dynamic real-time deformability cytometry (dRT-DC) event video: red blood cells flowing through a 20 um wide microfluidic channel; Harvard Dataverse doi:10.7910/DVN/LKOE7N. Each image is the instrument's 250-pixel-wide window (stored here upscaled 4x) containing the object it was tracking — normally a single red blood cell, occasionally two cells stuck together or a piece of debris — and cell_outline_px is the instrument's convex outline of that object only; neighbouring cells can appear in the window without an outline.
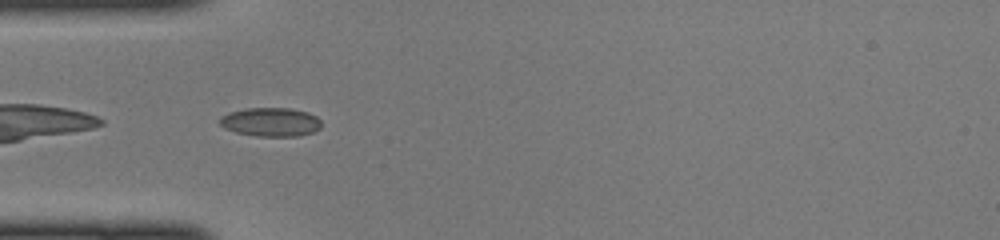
{"species": "common noctule bat (a hibernating species)", "species_latin": "Nyctalus noctula", "temperature_condition": "cold", "stored_images_in_passage": 34, "camera_frame_rate_fps": 3000, "um_per_image_px": 0.085, "animal": {"sex": "female", "body_mass_g": 22.0, "forearm_length_mm": 56.7}, "frame": {"image": 1, "passage_image": 1, "time_ms": 0.0, "image_size_px": [1000, 240], "cell_outline_px": [[320, 128], [312, 132], [296, 136], [256, 136], [236, 132], [224, 128], [220, 124], [220, 116], [228, 112], [244, 108], [288, 108], [308, 112], [316, 116], [320, 120]], "centroid_in_image_um": [22.98, 10.36], "position_along_channel_um": 62.0, "area_um2": 17.05}}
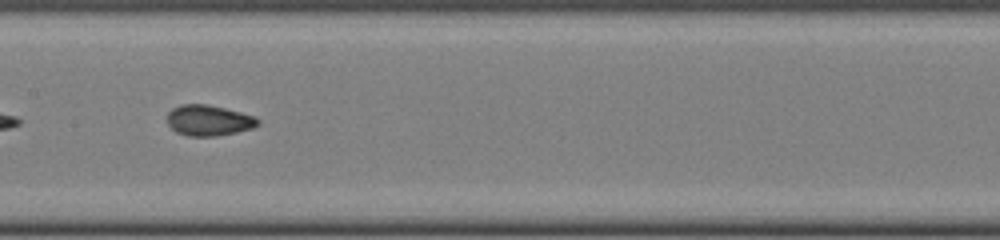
{"frame": {"image": 2, "passage_image": 10, "time_ms": 3.0, "image_size_px": [1000, 240], "cell_outline_px": [[260, 124], [252, 128], [236, 132], [216, 136], [188, 136], [176, 132], [168, 124], [168, 112], [172, 108], [180, 104], [208, 104], [256, 116], [260, 120]], "centroid_in_image_um": [17.75, 10.23], "position_along_channel_um": 189.7, "area_um2": 16.3}}
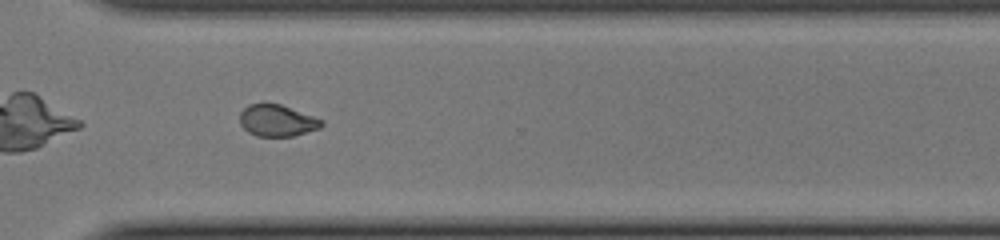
{"frame": {"image": 3, "passage_image": 21, "time_ms": 6.667, "image_size_px": [1000, 240], "cell_outline_px": [[324, 124], [320, 128], [292, 136], [256, 136], [248, 132], [240, 124], [240, 112], [248, 104], [280, 104], [324, 120]], "centroid_in_image_um": [23.55, 10.25], "position_along_channel_um": 347.0, "area_um2": 14.97}}